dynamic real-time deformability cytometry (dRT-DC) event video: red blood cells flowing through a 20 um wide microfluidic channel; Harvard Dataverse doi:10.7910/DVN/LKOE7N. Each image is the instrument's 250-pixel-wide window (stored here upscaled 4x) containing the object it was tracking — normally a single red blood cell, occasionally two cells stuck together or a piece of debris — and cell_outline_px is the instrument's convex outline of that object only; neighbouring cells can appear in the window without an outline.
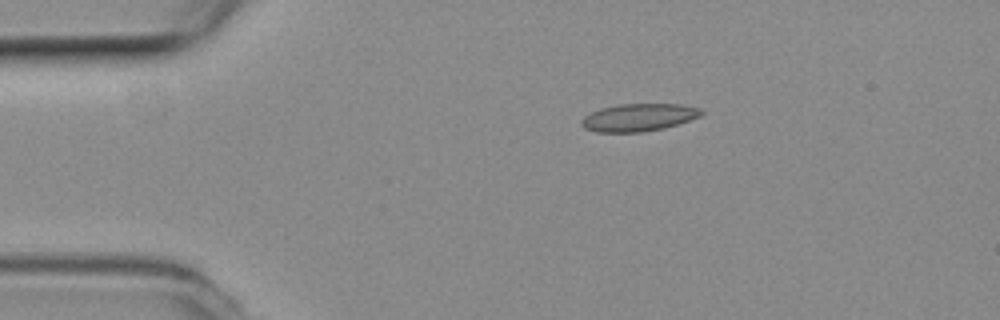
{"species": "common noctule bat (a hibernating species)", "species_latin": "Nyctalus noctula", "temperature_condition": "room temperature", "stored_images_in_passage": 44, "camera_frame_rate_fps": 3000, "um_per_image_px": 0.085, "animal": {"sex": "female", "body_mass_g": 19.3, "forearm_length_mm": 54.1}, "frame": {"image": 1, "passage_image": 1, "time_ms": 0.0, "image_size_px": [1000, 320], "cell_outline_px": [[704, 112], [700, 116], [664, 128], [640, 132], [596, 132], [584, 128], [580, 124], [580, 120], [584, 116], [600, 108], [620, 104], [680, 104], [700, 108]], "centroid_in_image_um": [54.25, 9.98], "position_along_channel_um": 30.8, "area_um2": 19.19}}
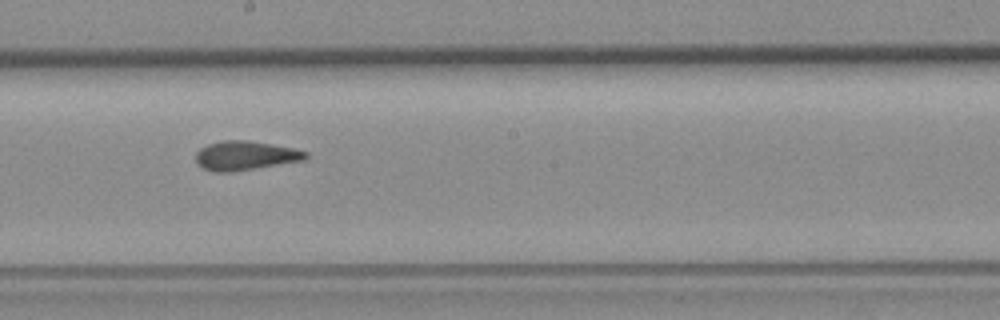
{"frame": {"image": 2, "passage_image": 20, "time_ms": 6.333, "image_size_px": [1000, 320], "cell_outline_px": [[308, 156], [304, 160], [228, 172], [216, 172], [204, 168], [196, 164], [196, 152], [200, 148], [208, 144], [224, 140], [248, 140], [292, 148], [308, 152]], "centroid_in_image_um": [20.81, 13.22], "position_along_channel_um": 227.4, "area_um2": 18.38}}
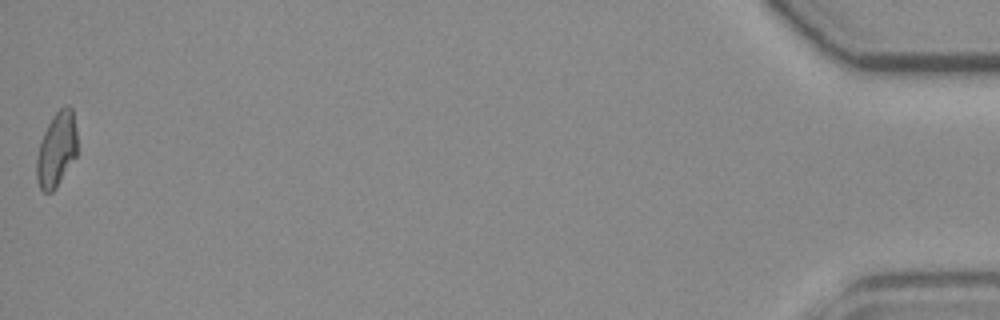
{"frame": {"image": 3, "passage_image": 44, "time_ms": 14.333, "image_size_px": [1000, 320], "cell_outline_px": [[76, 156], [56, 188], [52, 192], [44, 192], [40, 188], [36, 180], [36, 156], [40, 140], [52, 116], [64, 104], [68, 104], [72, 108], [76, 128]], "centroid_in_image_um": [4.79, 12.69], "position_along_channel_um": 430.4, "area_um2": 17.86}, "authors_computed_cell_mechanics": {"area_um2": 18.3226, "velocity_mm_per_s": 3.8547, "shape_relaxation_time_tau1_ms": null, "shape_relaxation_time_tau2_ms": 1.6112, "deformation_change_tau1": null, "deformation_change_tau2": 0.093}}